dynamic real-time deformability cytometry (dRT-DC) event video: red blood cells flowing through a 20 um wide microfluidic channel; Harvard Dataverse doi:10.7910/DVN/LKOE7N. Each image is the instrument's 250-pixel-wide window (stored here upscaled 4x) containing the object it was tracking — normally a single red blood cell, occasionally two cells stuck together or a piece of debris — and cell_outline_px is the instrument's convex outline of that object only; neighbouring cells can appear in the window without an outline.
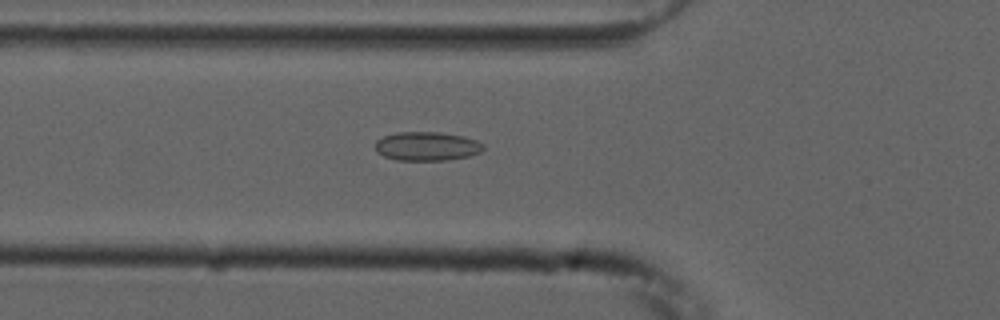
{"species": "common noctule bat (a hibernating species)", "species_latin": "Nyctalus noctula", "temperature_condition": "cold", "stored_images_in_passage": 54, "camera_frame_rate_fps": 3000, "um_per_image_px": 0.085, "animal": {"sex": "male", "forearm_length_mm": 52.5}, "frame": {"image": 1, "passage_image": 19, "time_ms": 6.0, "image_size_px": [1000, 320], "cell_outline_px": [[484, 148], [480, 152], [468, 156], [444, 160], [396, 160], [384, 156], [376, 152], [376, 140], [384, 136], [396, 132], [440, 132], [464, 136], [476, 140], [484, 144]], "centroid_in_image_um": [36.28, 12.42], "position_along_channel_um": 89.5, "area_um2": 18.21}}
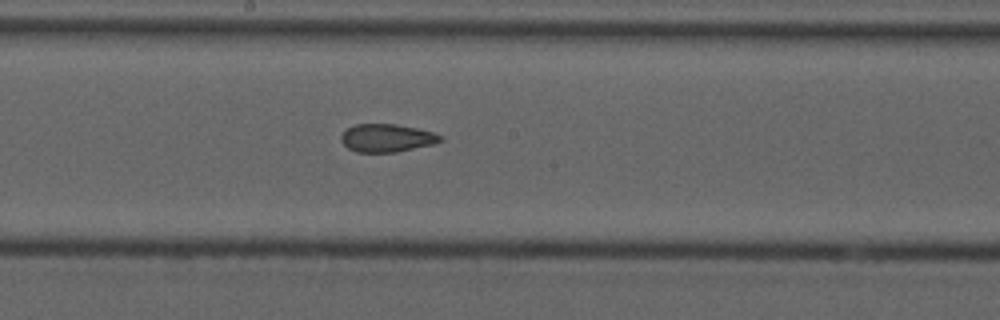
{"frame": {"image": 2, "passage_image": 29, "time_ms": 9.333, "image_size_px": [1000, 320], "cell_outline_px": [[444, 140], [436, 144], [396, 152], [356, 152], [348, 148], [340, 140], [340, 136], [348, 128], [356, 124], [396, 124], [416, 128], [432, 132], [444, 136]], "centroid_in_image_um": [32.92, 11.73], "position_along_channel_um": 215.3, "area_um2": 16.3}}
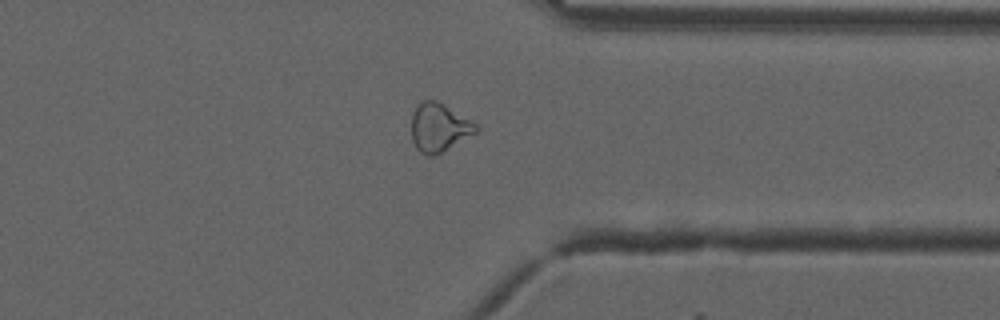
{"frame": {"image": 3, "passage_image": 42, "time_ms": 13.667, "image_size_px": [1000, 320], "cell_outline_px": [[480, 128], [476, 132], [436, 156], [428, 156], [420, 152], [416, 148], [412, 140], [412, 116], [420, 100], [436, 100], [476, 124]], "centroid_in_image_um": [37.29, 10.86], "position_along_channel_um": 374.1, "area_um2": 17.98}, "authors_computed_cell_mechanics": {"area_um2": 18.6116, "velocity_mm_per_s": 3.7648, "shape_relaxation_time_tau1_ms": null, "shape_relaxation_time_tau2_ms": 2.9188, "deformation_change_tau1": null, "deformation_change_tau2": 0.0961}}